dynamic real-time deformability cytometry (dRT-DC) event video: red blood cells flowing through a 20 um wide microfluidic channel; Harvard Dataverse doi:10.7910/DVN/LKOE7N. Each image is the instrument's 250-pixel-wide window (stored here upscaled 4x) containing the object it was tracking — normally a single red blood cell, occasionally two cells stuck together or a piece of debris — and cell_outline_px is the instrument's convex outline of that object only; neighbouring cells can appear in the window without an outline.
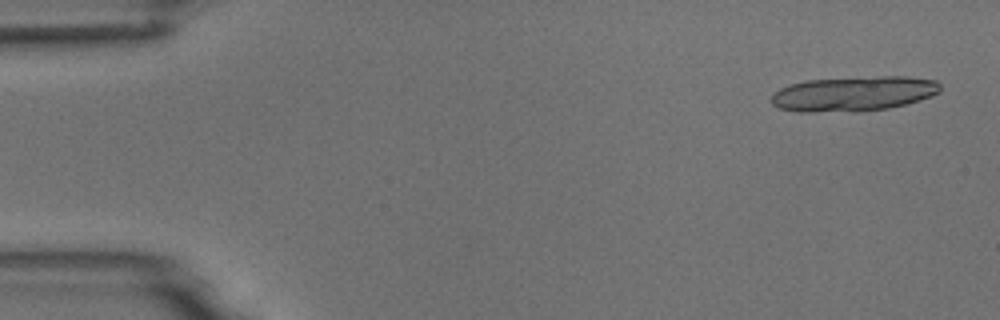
{"species": "common noctule bat (a hibernating species)", "species_latin": "Nyctalus noctula", "temperature_condition": "room temperature", "stored_images_in_passage": 6, "camera_frame_rate_fps": 3000, "um_per_image_px": 0.085, "animal": {"sex": "male", "body_mass_g": 18.8}, "frame": {"image": 1, "passage_image": 1, "time_ms": 0.0, "image_size_px": [1000, 320], "cell_outline_px": [[940, 92], [932, 96], [904, 104], [888, 108], [860, 112], [800, 112], [780, 108], [772, 104], [772, 96], [780, 88], [788, 84], [804, 80], [880, 76], [908, 76], [936, 80], [940, 84]], "centroid_in_image_um": [72.56, 7.96], "position_along_channel_um": 12.4, "area_um2": 34.62}}
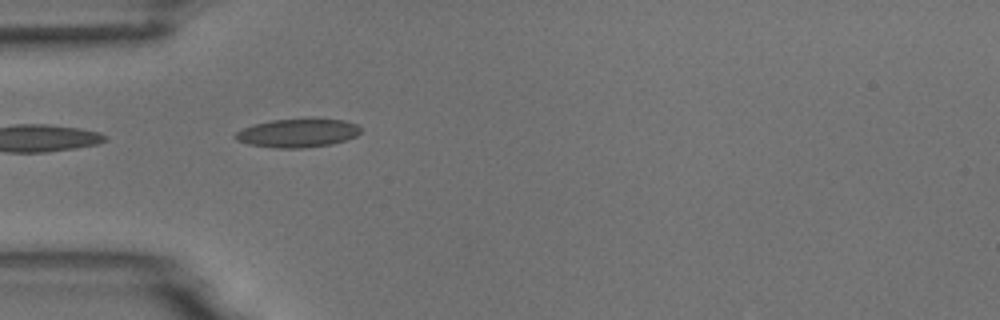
{"frame": {"image": 2, "passage_image": 5, "time_ms": 4.667, "image_size_px": [1000, 320], "cell_outline_px": [[360, 132], [356, 136], [332, 144], [300, 148], [276, 148], [248, 144], [236, 140], [232, 136], [236, 132], [244, 128], [256, 124], [272, 120], [344, 120], [356, 124], [360, 128]], "centroid_in_image_um": [25.27, 11.33], "position_along_channel_um": 59.7, "area_um2": 20.35}}